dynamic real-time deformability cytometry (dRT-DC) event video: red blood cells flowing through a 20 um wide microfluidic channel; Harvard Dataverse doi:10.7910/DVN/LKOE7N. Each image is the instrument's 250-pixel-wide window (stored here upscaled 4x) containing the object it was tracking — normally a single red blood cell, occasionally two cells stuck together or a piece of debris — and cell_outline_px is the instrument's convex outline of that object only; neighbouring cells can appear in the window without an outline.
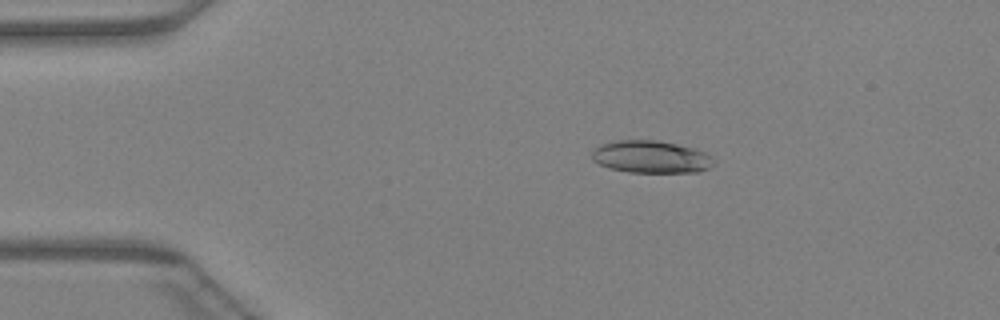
{"species": "Egyptian fruit bat (a non-hibernating species)", "species_latin": "Rousettus aegyptiacus", "temperature_condition": "warm", "stored_images_in_passage": 39, "camera_frame_rate_fps": 3000, "um_per_image_px": 0.085, "animal": {"sex": "female"}, "frame": {"image": 1, "passage_image": 1, "time_ms": 0.0, "image_size_px": [1000, 320], "cell_outline_px": [[716, 160], [708, 168], [700, 172], [628, 172], [608, 168], [592, 160], [592, 152], [600, 144], [616, 140], [656, 140], [676, 144], [692, 148], [704, 152]], "centroid_in_image_um": [55.31, 13.33], "position_along_channel_um": 29.7, "area_um2": 22.95}}
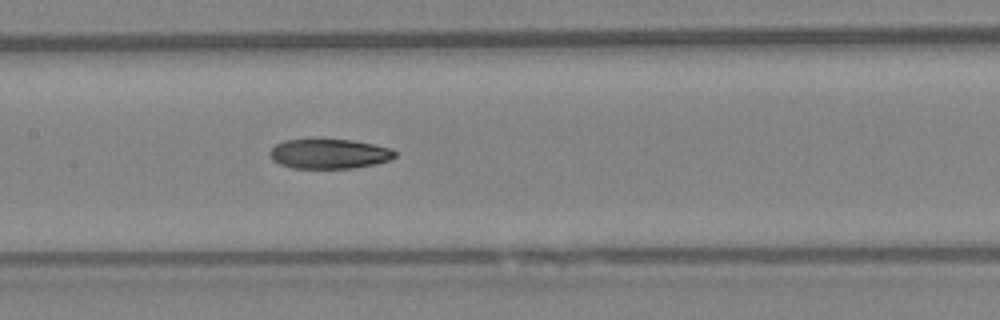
{"frame": {"image": 2, "passage_image": 15, "time_ms": 4.667, "image_size_px": [1000, 320], "cell_outline_px": [[396, 156], [388, 160], [376, 164], [352, 168], [292, 168], [280, 164], [272, 160], [268, 152], [276, 144], [284, 140], [352, 140], [392, 148], [396, 152]], "centroid_in_image_um": [27.98, 13.08], "position_along_channel_um": 179.4, "area_um2": 21.56}}
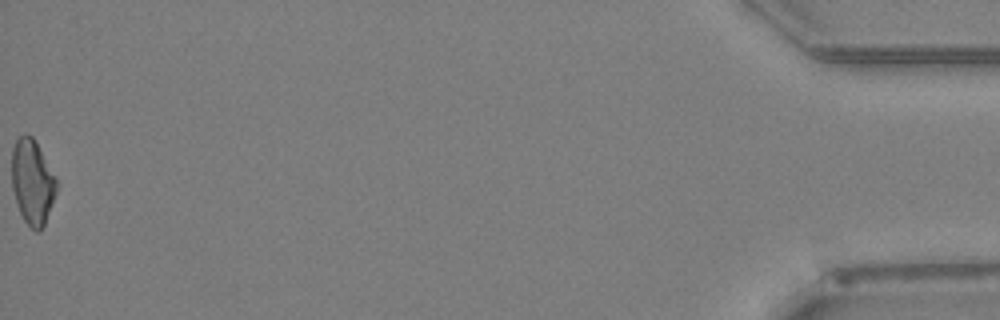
{"frame": {"image": 3, "passage_image": 39, "time_ms": 12.667, "image_size_px": [1000, 320], "cell_outline_px": [[56, 192], [44, 224], [36, 232], [24, 220], [20, 212], [12, 188], [12, 148], [16, 140], [24, 132], [32, 136], [56, 180]], "centroid_in_image_um": [2.72, 15.44], "position_along_channel_um": 432.5, "area_um2": 21.44}}